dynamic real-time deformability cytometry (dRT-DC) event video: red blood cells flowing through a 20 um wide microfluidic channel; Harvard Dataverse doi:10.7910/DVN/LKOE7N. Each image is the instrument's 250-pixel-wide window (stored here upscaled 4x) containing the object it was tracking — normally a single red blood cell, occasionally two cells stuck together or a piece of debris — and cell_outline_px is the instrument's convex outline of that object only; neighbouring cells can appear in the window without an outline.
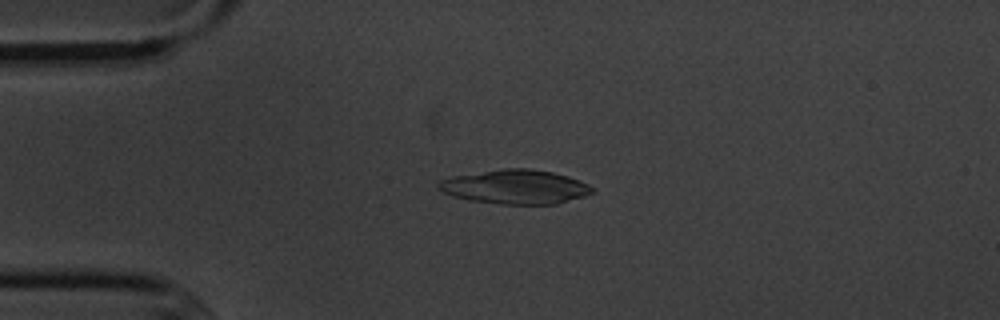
{"species": "common noctule bat (a hibernating species)", "species_latin": "Nyctalus noctula", "temperature_condition": "cold", "stored_images_in_passage": 8, "camera_frame_rate_fps": 3000, "um_per_image_px": 0.085, "animal": {"sex": "male", "body_mass_g": 20.1, "forearm_length_mm": 53.5}, "frame": {"image": 1, "passage_image": 4, "time_ms": 3.333, "image_size_px": [1000, 320], "cell_outline_px": [[596, 192], [584, 196], [556, 204], [504, 204], [472, 200], [452, 196], [436, 188], [436, 184], [440, 180], [452, 176], [504, 168], [528, 168], [552, 172], [568, 176], [580, 180], [588, 184]], "centroid_in_image_um": [43.81, 15.88], "position_along_channel_um": 41.2, "area_um2": 30.58}}
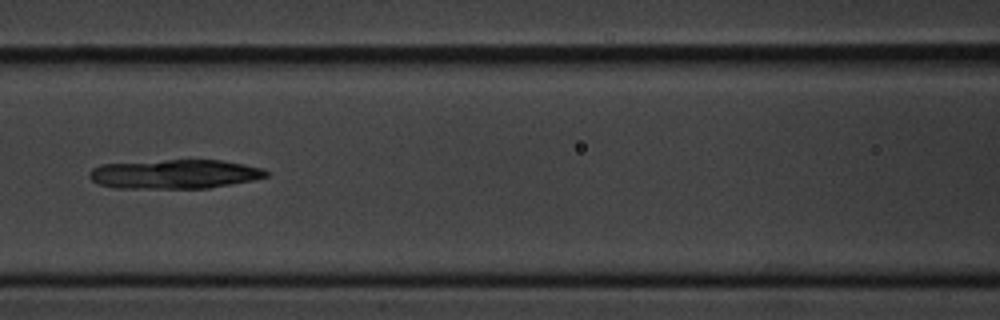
{"frame": {"image": 2, "passage_image": 7, "time_ms": 7.0, "image_size_px": [1000, 320], "cell_outline_px": [[268, 176], [252, 180], [208, 188], [116, 188], [100, 184], [92, 180], [88, 176], [88, 172], [92, 168], [100, 164], [164, 160], [220, 160], [244, 164], [264, 168], [268, 172]], "centroid_in_image_um": [14.83, 14.79], "position_along_channel_um": 151.8, "area_um2": 30.06}}
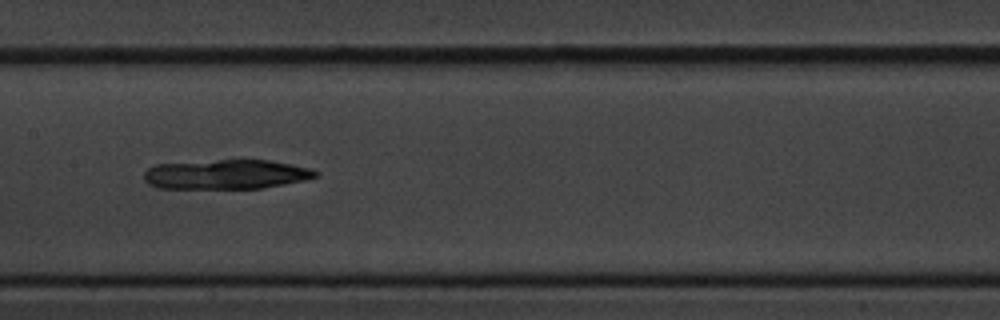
{"frame": {"image": 3, "passage_image": 8, "time_ms": 8.0, "image_size_px": [1000, 320], "cell_outline_px": [[320, 172], [316, 176], [304, 180], [260, 188], [156, 188], [148, 184], [144, 180], [144, 172], [148, 168], [156, 164], [220, 160], [268, 160], [292, 164], [312, 168]], "centroid_in_image_um": [19.21, 14.82], "position_along_channel_um": 188.2, "area_um2": 29.42}}